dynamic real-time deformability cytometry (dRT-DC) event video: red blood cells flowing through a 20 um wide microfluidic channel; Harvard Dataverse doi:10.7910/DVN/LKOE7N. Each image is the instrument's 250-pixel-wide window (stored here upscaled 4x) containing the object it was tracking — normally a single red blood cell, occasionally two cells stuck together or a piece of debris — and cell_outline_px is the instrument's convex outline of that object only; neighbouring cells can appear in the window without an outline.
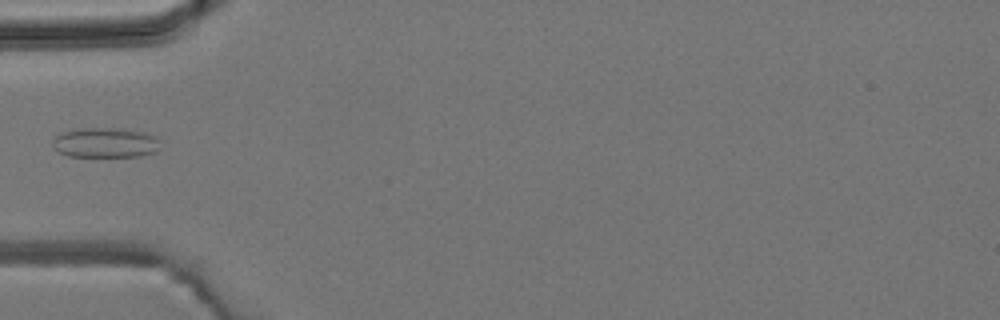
{"species": "common noctule bat (a hibernating species)", "species_latin": "Nyctalus noctula", "temperature_condition": "room temperature", "stored_images_in_passage": 1, "camera_frame_rate_fps": 3000, "um_per_image_px": 0.085, "animal": {"sex": "male", "body_mass_g": 19.2, "forearm_length_mm": 51.8}, "frame": {"image": 1, "passage_image": 1, "time_ms": 0.0, "image_size_px": [1000, 320], "cell_outline_px": [[160, 140], [156, 152], [140, 156], [68, 156], [60, 152], [52, 144], [52, 140], [60, 132], [80, 128], [116, 128], [144, 132], [156, 136]], "centroid_in_image_um": [8.96, 12.12], "position_along_channel_um": 76.0, "area_um2": 18.79}}